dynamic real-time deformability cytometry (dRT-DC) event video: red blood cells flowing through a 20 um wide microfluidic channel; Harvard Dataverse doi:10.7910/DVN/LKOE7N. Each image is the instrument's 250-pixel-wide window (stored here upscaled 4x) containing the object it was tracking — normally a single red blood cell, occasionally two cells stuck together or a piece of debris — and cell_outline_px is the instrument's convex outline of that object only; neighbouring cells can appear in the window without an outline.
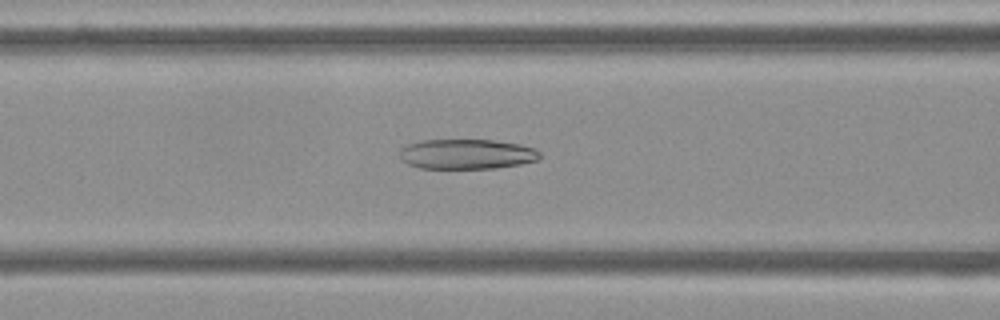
{"species": "Egyptian fruit bat (a non-hibernating species)", "species_latin": "Rousettus aegyptiacus", "temperature_condition": "cold", "stored_images_in_passage": 54, "camera_frame_rate_fps": 3000, "um_per_image_px": 0.085, "frame": {"image": 1, "passage_image": 22, "time_ms": 7.0, "image_size_px": [1000, 320], "cell_outline_px": [[540, 156], [536, 160], [520, 164], [496, 168], [420, 168], [408, 164], [400, 156], [400, 148], [408, 144], [420, 140], [492, 140], [520, 144], [536, 148], [540, 152]], "centroid_in_image_um": [39.68, 13.09], "position_along_channel_um": 126.9, "area_um2": 24.45}}
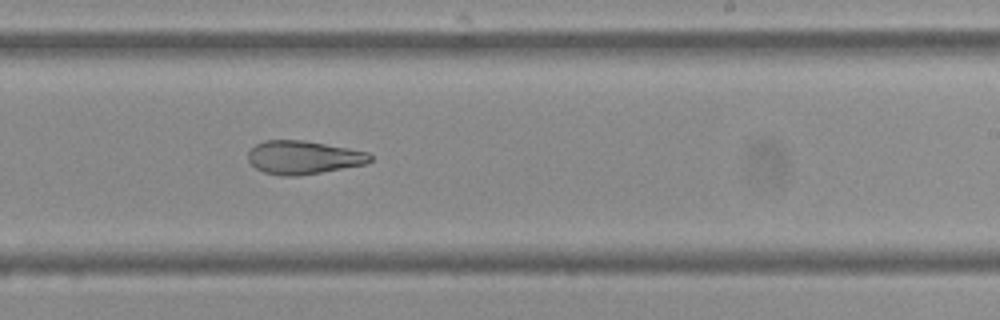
{"frame": {"image": 2, "passage_image": 33, "time_ms": 10.667, "image_size_px": [1000, 320], "cell_outline_px": [[372, 160], [368, 164], [296, 176], [280, 176], [264, 172], [256, 168], [248, 160], [248, 152], [256, 144], [264, 140], [304, 140], [348, 148], [368, 152], [372, 156]], "centroid_in_image_um": [25.8, 13.38], "position_along_channel_um": 263.2, "area_um2": 23.76}}
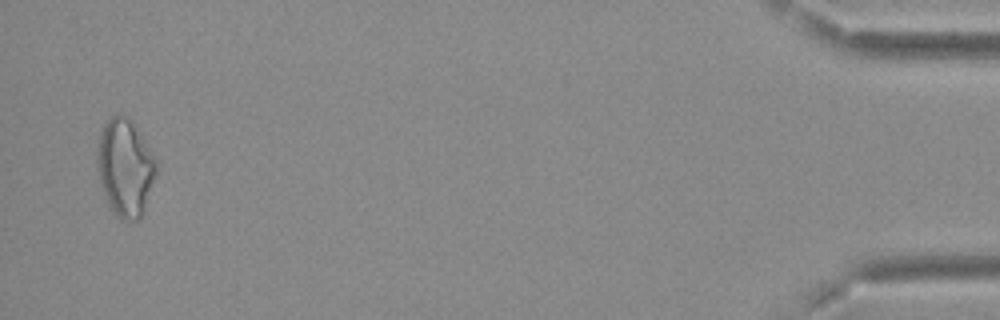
{"frame": {"image": 3, "passage_image": 53, "time_ms": 17.333, "image_size_px": [1000, 320], "cell_outline_px": [[156, 176], [144, 208], [140, 216], [136, 220], [120, 220], [108, 208], [100, 184], [96, 160], [96, 148], [100, 132], [104, 120], [112, 116], [128, 116], [132, 120], [156, 160]], "centroid_in_image_um": [10.59, 14.24], "position_along_channel_um": 424.6, "area_um2": 33.76}, "authors_computed_cell_mechanics": {"area_um2": 28.0908, "velocity_mm_per_s": 3.7136, "shape_relaxation_time_tau1_ms": null, "shape_relaxation_time_tau2_ms": 4.6613, "deformation_change_tau1": null, "deformation_change_tau2": 0.1447}}